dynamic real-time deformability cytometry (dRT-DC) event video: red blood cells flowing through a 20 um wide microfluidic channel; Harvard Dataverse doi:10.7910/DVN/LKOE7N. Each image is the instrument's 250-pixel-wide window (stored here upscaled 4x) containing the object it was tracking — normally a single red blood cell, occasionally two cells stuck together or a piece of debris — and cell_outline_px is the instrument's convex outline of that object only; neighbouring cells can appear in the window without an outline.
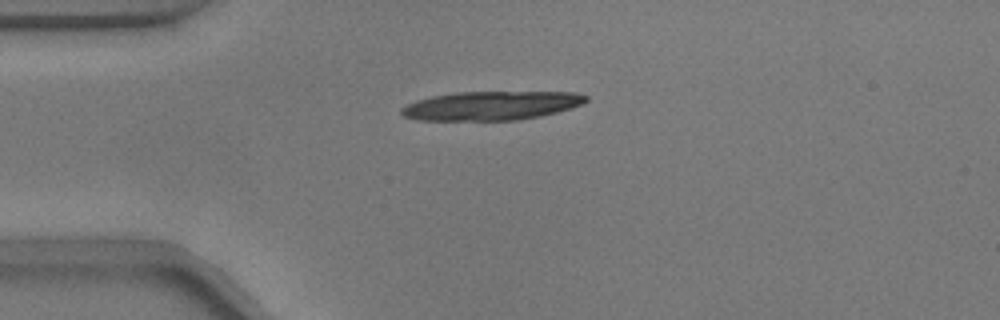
{"species": "common noctule bat (a hibernating species)", "species_latin": "Nyctalus noctula", "temperature_condition": "warm", "stored_images_in_passage": 42, "camera_frame_rate_fps": 3000, "um_per_image_px": 0.085, "animal": {"sex": "male", "body_mass_g": 17.9}, "frame": {"image": 1, "passage_image": 2, "time_ms": 0.333, "image_size_px": [1000, 320], "cell_outline_px": [[588, 100], [584, 104], [572, 108], [540, 116], [520, 120], [416, 120], [404, 116], [400, 112], [400, 108], [416, 100], [432, 96], [456, 92], [576, 92], [588, 96]], "centroid_in_image_um": [41.78, 8.98], "position_along_channel_um": 43.2, "area_um2": 31.21}}